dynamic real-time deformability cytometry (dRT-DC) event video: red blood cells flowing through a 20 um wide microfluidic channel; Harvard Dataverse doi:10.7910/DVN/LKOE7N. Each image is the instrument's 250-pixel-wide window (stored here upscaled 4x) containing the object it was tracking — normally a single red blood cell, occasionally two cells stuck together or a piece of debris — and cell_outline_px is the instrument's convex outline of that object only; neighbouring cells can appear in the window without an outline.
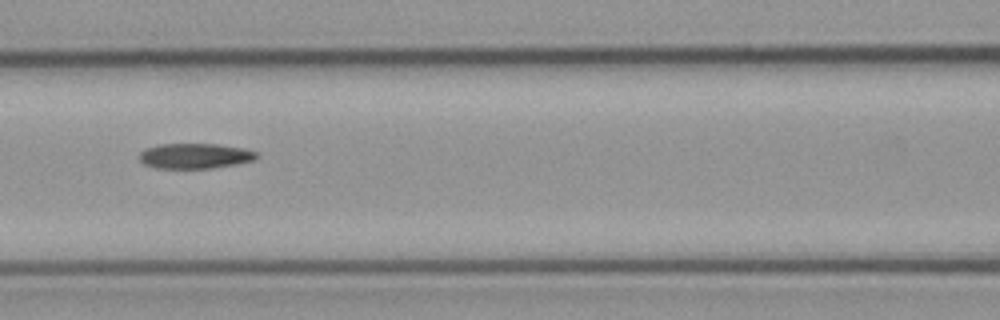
{"species": "common noctule bat (a hibernating species)", "species_latin": "Nyctalus noctula", "temperature_condition": "cold", "stored_images_in_passage": 9, "camera_frame_rate_fps": 3000, "um_per_image_px": 0.085, "animal": {"sex": "male", "body_mass_g": 23.1, "forearm_length_mm": 52.7}, "frame": {"image": 1, "passage_image": 7, "time_ms": 8.333, "image_size_px": [1000, 320], "cell_outline_px": [[260, 156], [256, 160], [236, 164], [212, 168], [156, 168], [144, 164], [140, 160], [140, 152], [148, 148], [160, 144], [220, 144], [244, 148], [256, 152]], "centroid_in_image_um": [16.63, 13.25], "position_along_channel_um": 150.0, "area_um2": 17.28}}
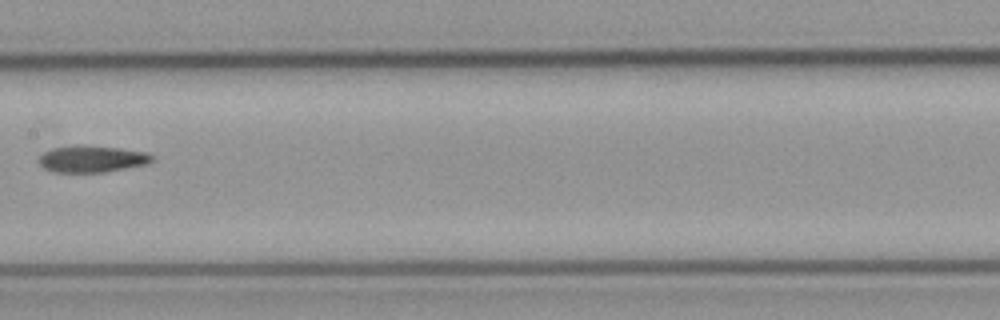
{"frame": {"image": 2, "passage_image": 8, "time_ms": 9.667, "image_size_px": [1000, 320], "cell_outline_px": [[152, 160], [148, 164], [104, 172], [52, 172], [44, 168], [36, 160], [44, 152], [52, 148], [76, 144], [80, 144], [120, 148], [144, 152], [152, 156]], "centroid_in_image_um": [7.75, 13.5], "position_along_channel_um": 199.6, "area_um2": 17.74}}
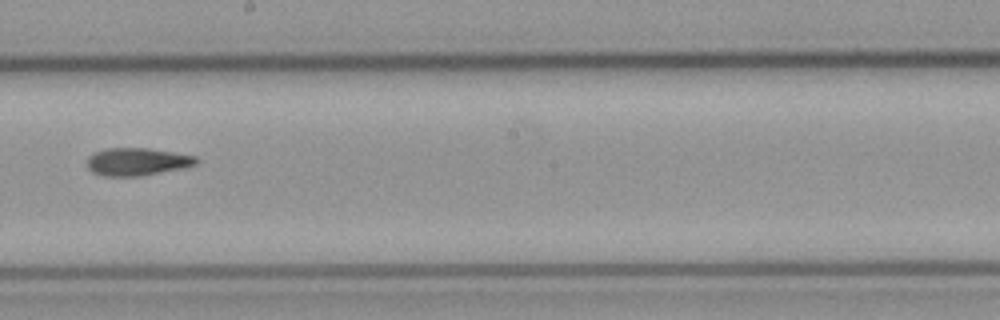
{"frame": {"image": 3, "passage_image": 9, "time_ms": 10.667, "image_size_px": [1000, 320], "cell_outline_px": [[200, 160], [196, 164], [184, 168], [140, 176], [104, 176], [92, 172], [88, 168], [88, 156], [92, 152], [108, 148], [148, 148], [196, 156]], "centroid_in_image_um": [11.65, 13.74], "position_along_channel_um": 236.5, "area_um2": 17.69}}